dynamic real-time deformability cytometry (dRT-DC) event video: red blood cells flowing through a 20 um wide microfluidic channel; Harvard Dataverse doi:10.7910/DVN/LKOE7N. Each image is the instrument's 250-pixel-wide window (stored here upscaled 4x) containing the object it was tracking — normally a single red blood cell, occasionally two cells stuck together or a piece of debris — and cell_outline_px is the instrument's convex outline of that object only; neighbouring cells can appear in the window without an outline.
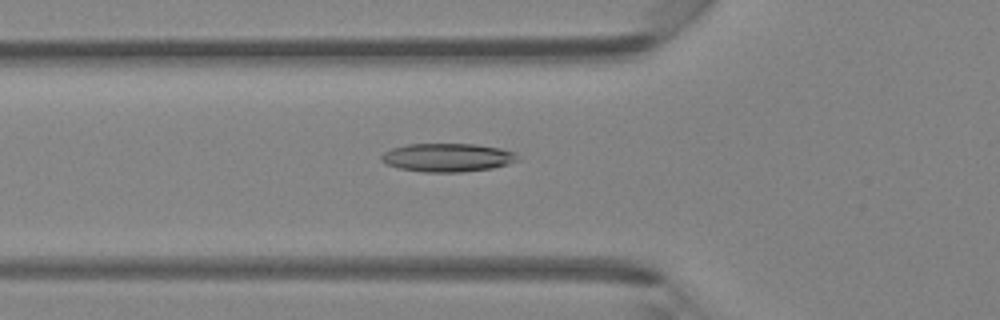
{"species": "Egyptian fruit bat (a non-hibernating species)", "species_latin": "Rousettus aegyptiacus", "temperature_condition": "room temperature", "stored_images_in_passage": 45, "camera_frame_rate_fps": 3000, "um_per_image_px": 0.085, "animal": {"sex": "female"}, "frame": {"image": 1, "passage_image": 16, "time_ms": 5.0, "image_size_px": [1000, 320], "cell_outline_px": [[520, 160], [508, 164], [492, 168], [460, 172], [424, 172], [400, 168], [384, 164], [380, 160], [380, 156], [384, 152], [392, 148], [408, 144], [476, 144], [500, 148], [516, 152], [520, 156]], "centroid_in_image_um": [38.06, 13.39], "position_along_channel_um": 87.7, "area_um2": 22.77}}
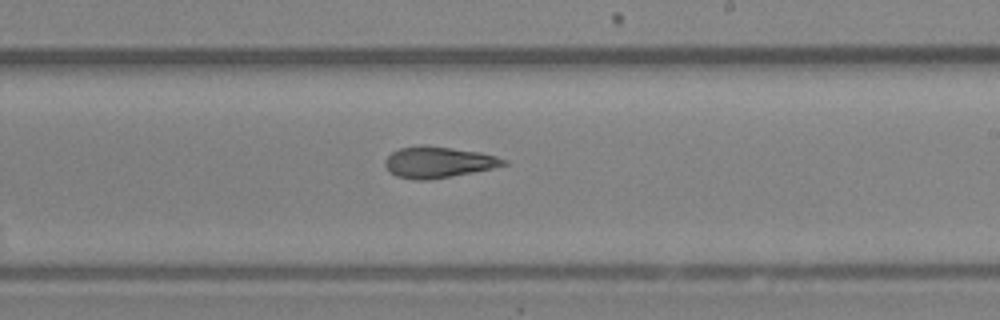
{"frame": {"image": 2, "passage_image": 27, "time_ms": 8.667, "image_size_px": [1000, 320], "cell_outline_px": [[508, 164], [492, 168], [472, 172], [428, 180], [412, 180], [396, 176], [388, 172], [384, 164], [384, 160], [392, 152], [400, 148], [420, 144], [452, 148], [480, 152], [496, 156], [508, 160]], "centroid_in_image_um": [37.21, 13.78], "position_along_channel_um": 251.8, "area_um2": 21.62}}
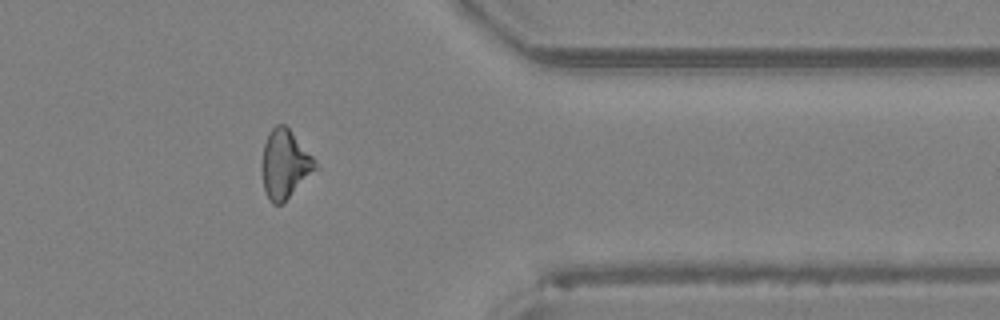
{"frame": {"image": 3, "passage_image": 37, "time_ms": 12.0, "image_size_px": [1000, 320], "cell_outline_px": [[320, 168], [284, 204], [272, 204], [264, 188], [260, 168], [260, 164], [264, 144], [272, 128], [276, 124], [284, 124], [288, 128], [316, 160]], "centroid_in_image_um": [24.24, 14.01], "position_along_channel_um": 387.2, "area_um2": 21.91}}